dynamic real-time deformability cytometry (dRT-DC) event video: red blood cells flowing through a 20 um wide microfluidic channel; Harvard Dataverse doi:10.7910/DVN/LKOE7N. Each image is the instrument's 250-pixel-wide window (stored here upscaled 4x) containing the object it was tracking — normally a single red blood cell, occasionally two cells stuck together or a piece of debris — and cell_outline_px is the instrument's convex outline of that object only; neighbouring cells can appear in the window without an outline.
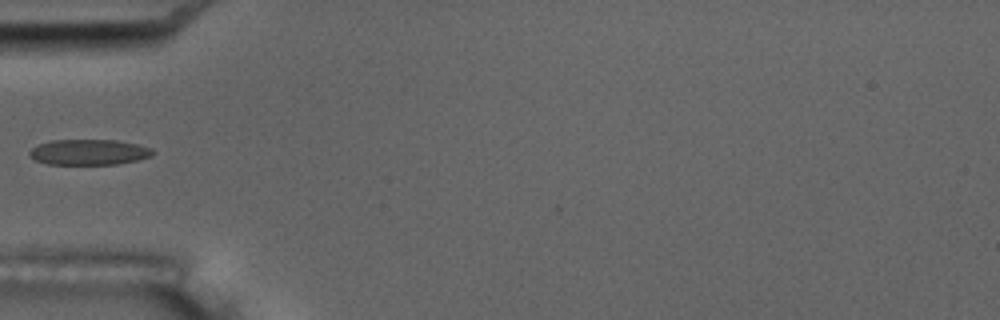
{"species": "common noctule bat (a hibernating species)", "species_latin": "Nyctalus noctula", "temperature_condition": "room temperature", "stored_images_in_passage": 6, "camera_frame_rate_fps": 3000, "um_per_image_px": 0.085, "animal": {"sex": "male", "body_mass_g": 17.5, "forearm_length_mm": 52.3}, "frame": {"image": 1, "passage_image": 6, "time_ms": 5.667, "image_size_px": [1000, 320], "cell_outline_px": [[156, 152], [152, 156], [136, 160], [116, 164], [48, 164], [36, 160], [28, 152], [32, 148], [40, 144], [52, 140], [116, 140], [136, 144], [152, 148]], "centroid_in_image_um": [7.6, 12.93], "position_along_channel_um": 77.4, "area_um2": 18.21}}